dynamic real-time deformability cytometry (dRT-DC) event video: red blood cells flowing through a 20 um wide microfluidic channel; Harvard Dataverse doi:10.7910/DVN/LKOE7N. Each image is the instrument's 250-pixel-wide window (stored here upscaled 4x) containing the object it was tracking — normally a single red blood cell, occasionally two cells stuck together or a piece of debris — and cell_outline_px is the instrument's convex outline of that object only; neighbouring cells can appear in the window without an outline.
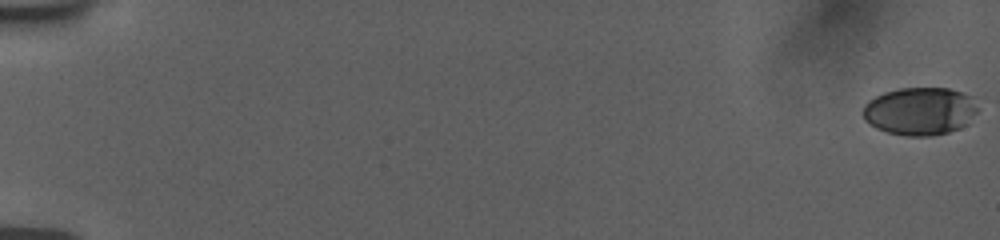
{"species": "human", "species_latin": "Homo sapiens", "temperature_condition": "room temperature", "stored_images_in_passage": 57, "camera_frame_rate_fps": 3000, "um_per_image_px": 0.085, "donor": {"sex": "female"}, "frame": {"image": 1, "passage_image": 1, "time_ms": 0.0, "image_size_px": [1000, 240], "cell_outline_px": [[976, 112], [968, 124], [960, 128], [948, 132], [932, 136], [904, 136], [888, 132], [876, 128], [868, 124], [864, 120], [864, 104], [868, 100], [884, 92], [900, 88], [948, 88], [972, 96], [976, 108]], "centroid_in_image_um": [78.18, 9.46], "position_along_channel_um": 6.8, "area_um2": 32.08}}
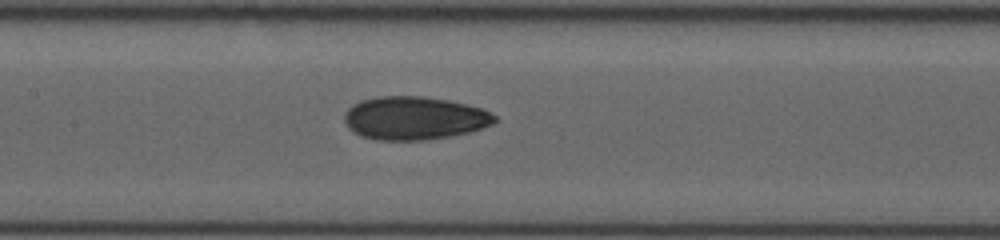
{"frame": {"image": 2, "passage_image": 30, "time_ms": 9.667, "image_size_px": [1000, 240], "cell_outline_px": [[500, 120], [492, 124], [468, 132], [448, 136], [424, 140], [376, 140], [360, 136], [348, 128], [344, 120], [344, 112], [352, 104], [360, 100], [376, 96], [424, 96], [448, 100], [480, 108], [496, 116]], "centroid_in_image_um": [35.16, 10.03], "position_along_channel_um": 172.2, "area_um2": 37.92}}
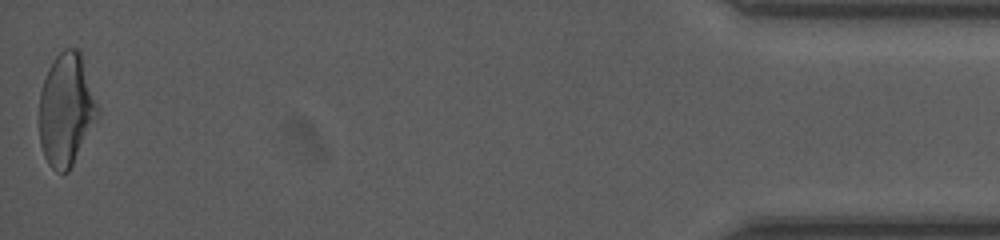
{"frame": {"image": 3, "passage_image": 57, "time_ms": 18.667, "image_size_px": [1000, 240], "cell_outline_px": [[100, 112], [68, 172], [56, 172], [48, 164], [44, 156], [40, 144], [40, 92], [48, 68], [52, 60], [64, 48], [76, 48], [80, 52], [100, 108]], "centroid_in_image_um": [5.63, 9.3], "position_along_channel_um": 429.6, "area_um2": 38.09}, "authors_computed_cell_mechanics": {"area_um2": 36.0672, "velocity_mm_per_s": 3.7764, "shape_relaxation_time_tau1_ms": 4.5018, "shape_relaxation_time_tau2_ms": 1.7186, "deformation_change_tau1": 0.1643, "deformation_change_tau2": 0.0715}}